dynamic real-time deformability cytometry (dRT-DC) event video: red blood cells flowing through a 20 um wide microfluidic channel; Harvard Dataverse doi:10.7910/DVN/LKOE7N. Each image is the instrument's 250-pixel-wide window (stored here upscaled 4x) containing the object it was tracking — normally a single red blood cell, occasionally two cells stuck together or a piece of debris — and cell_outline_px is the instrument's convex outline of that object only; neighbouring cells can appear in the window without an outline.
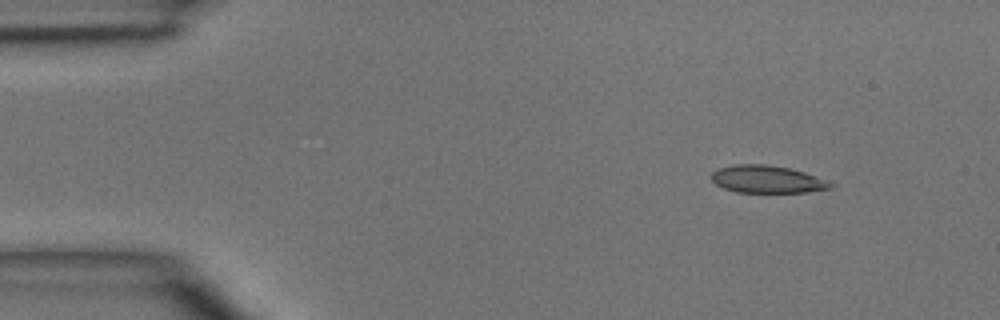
{"species": "common noctule bat (a hibernating species)", "species_latin": "Nyctalus noctula", "temperature_condition": "room temperature", "stored_images_in_passage": 3, "camera_frame_rate_fps": 3000, "um_per_image_px": 0.085, "animal": {"sex": "male", "body_mass_g": 15.6}, "frame": {"image": 1, "passage_image": 1, "time_ms": 0.0, "image_size_px": [1000, 320], "cell_outline_px": [[832, 188], [804, 192], [736, 192], [724, 188], [716, 184], [712, 180], [712, 172], [720, 168], [732, 164], [768, 164], [792, 168], [828, 180], [832, 184]], "centroid_in_image_um": [65.21, 15.22], "position_along_channel_um": 19.8, "area_um2": 19.07}}